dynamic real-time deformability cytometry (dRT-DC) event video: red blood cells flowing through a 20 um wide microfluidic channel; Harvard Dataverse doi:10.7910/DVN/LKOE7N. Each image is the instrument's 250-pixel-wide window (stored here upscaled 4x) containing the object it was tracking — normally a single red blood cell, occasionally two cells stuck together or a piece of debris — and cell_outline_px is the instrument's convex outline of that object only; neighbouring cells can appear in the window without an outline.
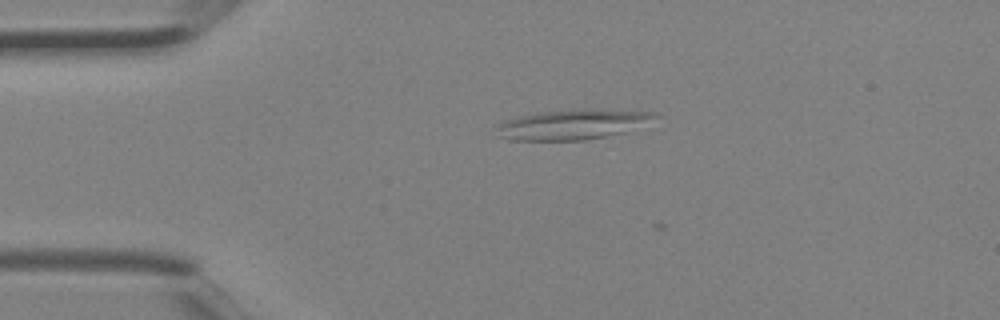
{"species": "Egyptian fruit bat (a non-hibernating species)", "species_latin": "Rousettus aegyptiacus", "temperature_condition": "room temperature", "stored_images_in_passage": 5, "camera_frame_rate_fps": 3000, "um_per_image_px": 0.085, "animal": {"sex": "female"}, "frame": {"image": 1, "passage_image": 1, "time_ms": 0.0, "image_size_px": [1000, 320], "cell_outline_px": [[656, 116], [624, 132], [584, 140], [508, 140], [500, 136], [492, 124], [516, 116], [536, 112], [584, 108], [588, 108], [652, 112]], "centroid_in_image_um": [48.47, 10.56], "position_along_channel_um": 36.5, "area_um2": 27.63}}